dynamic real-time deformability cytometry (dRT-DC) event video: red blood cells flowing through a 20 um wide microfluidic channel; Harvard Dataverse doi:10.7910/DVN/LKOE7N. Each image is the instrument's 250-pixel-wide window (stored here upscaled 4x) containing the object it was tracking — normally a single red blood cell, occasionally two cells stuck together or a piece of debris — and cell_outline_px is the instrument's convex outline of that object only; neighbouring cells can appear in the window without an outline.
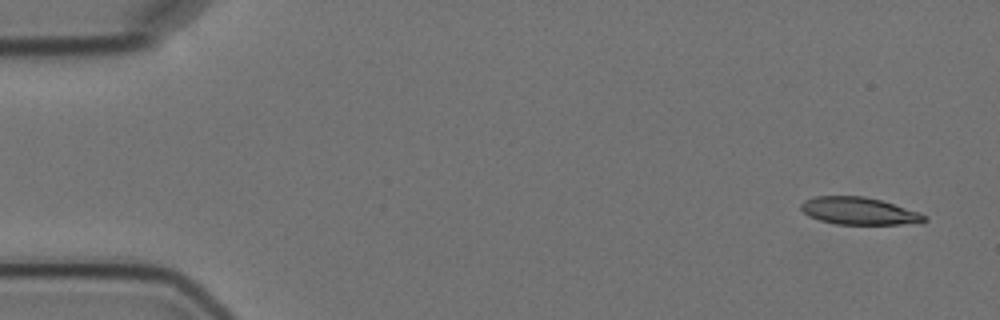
{"species": "Egyptian fruit bat (a non-hibernating species)", "species_latin": "Rousettus aegyptiacus", "temperature_condition": "cold", "stored_images_in_passage": 6, "camera_frame_rate_fps": 3000, "um_per_image_px": 0.085, "animal": {"sex": "female"}, "frame": {"image": 1, "passage_image": 1, "time_ms": 0.0, "image_size_px": [1000, 320], "cell_outline_px": [[928, 220], [900, 224], [836, 224], [820, 220], [808, 216], [800, 208], [800, 204], [804, 200], [816, 196], [864, 196], [880, 200], [920, 212], [928, 216]], "centroid_in_image_um": [72.98, 17.93], "position_along_channel_um": 12.0, "area_um2": 19.54}}
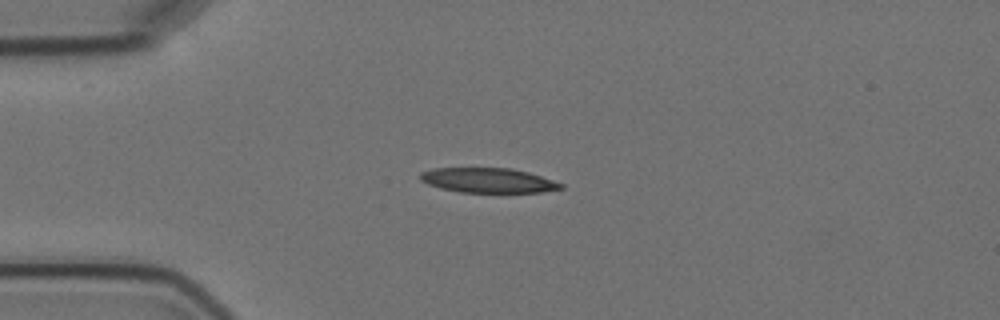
{"frame": {"image": 2, "passage_image": 4, "time_ms": 3.667, "image_size_px": [1000, 320], "cell_outline_px": [[564, 188], [540, 192], [460, 192], [440, 188], [428, 184], [420, 180], [420, 172], [432, 168], [512, 168], [528, 172], [564, 184]], "centroid_in_image_um": [41.47, 15.32], "position_along_channel_um": 43.5, "area_um2": 20.23}}
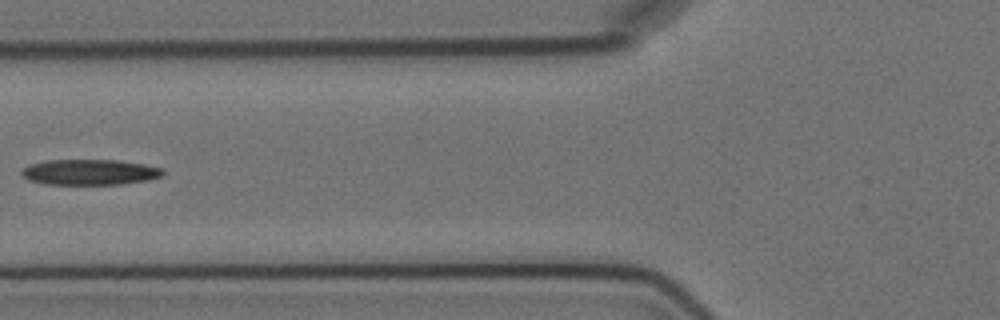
{"frame": {"image": 3, "passage_image": 6, "time_ms": 6.333, "image_size_px": [1000, 320], "cell_outline_px": [[164, 176], [148, 180], [120, 184], [44, 184], [28, 180], [20, 176], [20, 168], [28, 164], [48, 160], [120, 160], [144, 164], [164, 168]], "centroid_in_image_um": [7.6, 14.63], "position_along_channel_um": 118.2, "area_um2": 21.44}}